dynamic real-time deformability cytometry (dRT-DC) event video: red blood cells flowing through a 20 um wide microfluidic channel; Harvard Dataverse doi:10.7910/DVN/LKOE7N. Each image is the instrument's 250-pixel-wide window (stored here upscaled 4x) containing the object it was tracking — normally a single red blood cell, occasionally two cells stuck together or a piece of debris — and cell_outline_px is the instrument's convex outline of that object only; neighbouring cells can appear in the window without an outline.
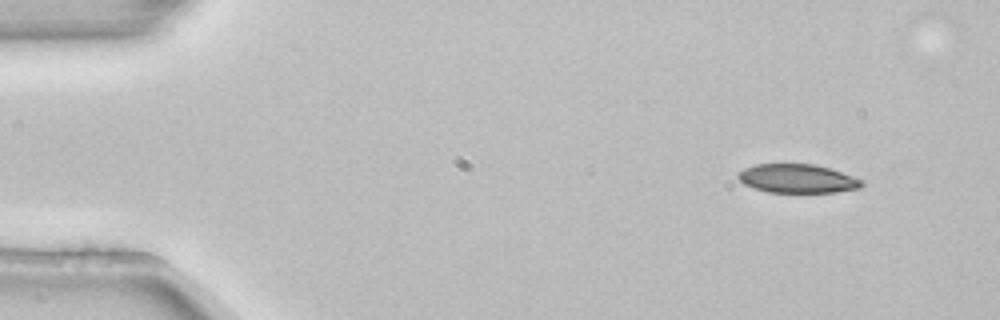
{"species": "common noctule bat (a hibernating species)", "species_latin": "Nyctalus noctula", "temperature_condition": "room temperature", "stored_images_in_passage": 4, "camera_frame_rate_fps": 3000, "um_per_image_px": 0.085, "animal": {"sex": "female", "body_mass_g": 22.7, "forearm_length_mm": 54.2}, "frame": {"image": 1, "passage_image": 1, "time_ms": 0.0, "image_size_px": [1000, 320], "cell_outline_px": [[864, 184], [860, 188], [836, 192], [768, 192], [744, 184], [736, 176], [744, 168], [756, 164], [812, 164], [828, 168], [864, 180]], "centroid_in_image_um": [67.79, 15.18], "position_along_channel_um": 17.2, "area_um2": 20.52}}
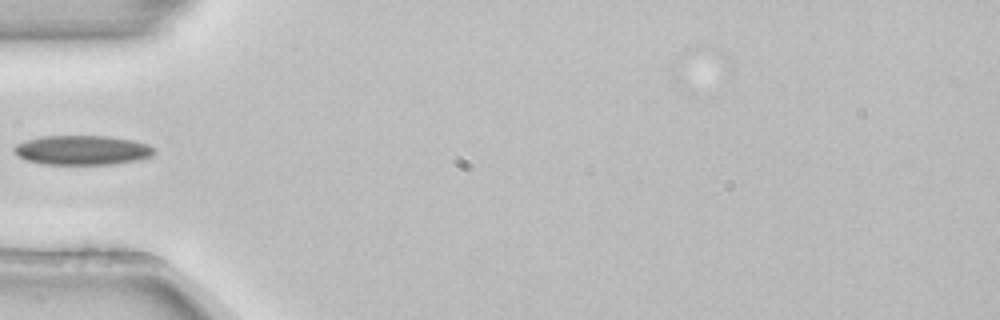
{"frame": {"image": 2, "passage_image": 4, "time_ms": 1.0, "image_size_px": [1000, 320], "cell_outline_px": [[156, 152], [152, 156], [136, 160], [112, 164], [44, 164], [24, 160], [12, 148], [16, 144], [28, 140], [44, 136], [108, 136], [132, 140], [148, 144], [156, 148]], "centroid_in_image_um": [7.03, 12.76], "position_along_channel_um": 78.0, "area_um2": 23.99}}